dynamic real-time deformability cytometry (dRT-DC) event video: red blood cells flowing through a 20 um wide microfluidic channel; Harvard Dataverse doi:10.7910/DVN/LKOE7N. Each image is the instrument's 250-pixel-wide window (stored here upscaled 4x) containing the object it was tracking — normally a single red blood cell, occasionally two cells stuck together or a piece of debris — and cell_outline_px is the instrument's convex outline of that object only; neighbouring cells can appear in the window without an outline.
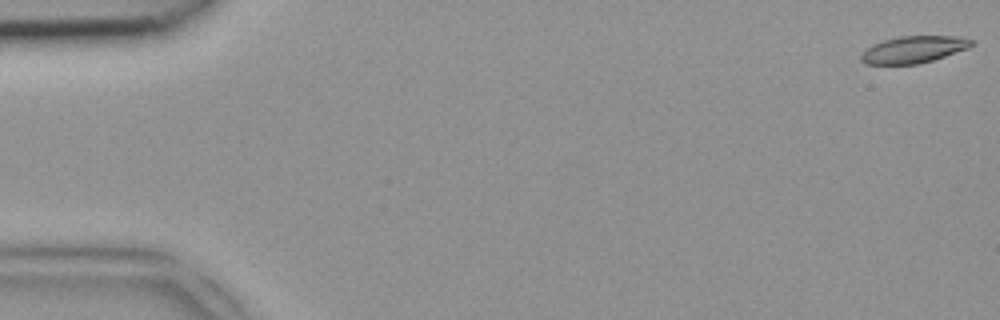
{"species": "common noctule bat (a hibernating species)", "species_latin": "Nyctalus noctula", "temperature_condition": "room temperature", "stored_images_in_passage": 41, "camera_frame_rate_fps": 3000, "um_per_image_px": 0.085, "animal": {"sex": "female", "body_mass_g": 18.4}, "frame": {"image": 1, "passage_image": 1, "time_ms": 0.0, "image_size_px": [1000, 320], "cell_outline_px": [[972, 44], [968, 48], [932, 60], [916, 64], [864, 64], [860, 60], [860, 56], [872, 44], [884, 40], [900, 36], [960, 36], [972, 40]], "centroid_in_image_um": [77.63, 4.2], "position_along_channel_um": 7.4, "area_um2": 17.11}}
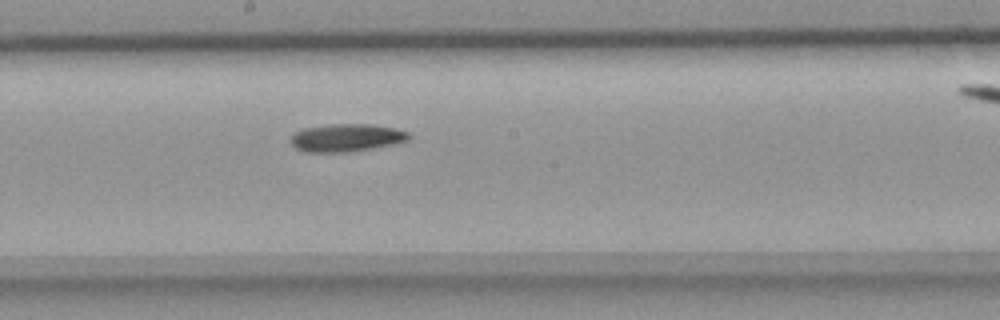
{"frame": {"image": 2, "passage_image": 26, "time_ms": 8.333, "image_size_px": [1000, 320], "cell_outline_px": [[412, 136], [408, 140], [396, 144], [348, 152], [304, 152], [296, 148], [288, 140], [296, 132], [304, 128], [328, 124], [368, 124], [392, 128], [408, 132]], "centroid_in_image_um": [29.43, 11.71], "position_along_channel_um": 218.8, "area_um2": 19.13}}
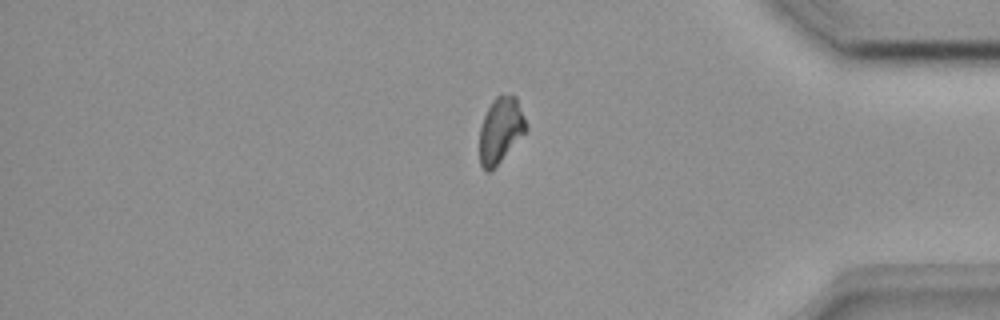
{"frame": {"image": 3, "passage_image": 40, "time_ms": 13.0, "image_size_px": [1000, 320], "cell_outline_px": [[528, 128], [500, 160], [488, 172], [484, 172], [480, 164], [480, 128], [484, 116], [492, 100], [496, 96], [516, 96], [524, 116]], "centroid_in_image_um": [42.53, 11.04], "position_along_channel_um": 392.7, "area_um2": 17.22}}